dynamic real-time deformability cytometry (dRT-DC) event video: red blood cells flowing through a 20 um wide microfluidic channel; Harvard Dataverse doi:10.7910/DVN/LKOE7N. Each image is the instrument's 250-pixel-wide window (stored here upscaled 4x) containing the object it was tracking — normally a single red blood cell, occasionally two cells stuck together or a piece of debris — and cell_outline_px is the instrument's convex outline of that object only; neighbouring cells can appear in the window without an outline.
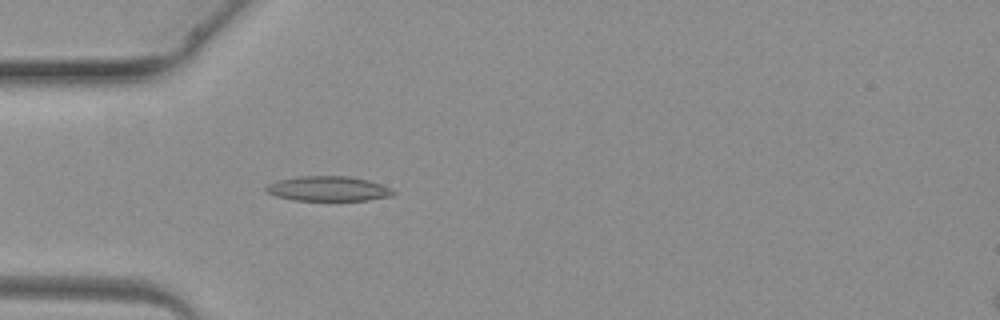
{"species": "common noctule bat (a hibernating species)", "species_latin": "Nyctalus noctula", "temperature_condition": "warm", "stored_images_in_passage": 4, "camera_frame_rate_fps": 3000, "um_per_image_px": 0.085, "animal": {"sex": "female", "body_mass_g": 19.3, "forearm_length_mm": 54.1}, "frame": {"image": 1, "passage_image": 4, "time_ms": 3.667, "image_size_px": [1000, 320], "cell_outline_px": [[396, 192], [392, 196], [368, 200], [292, 200], [276, 196], [268, 192], [264, 188], [268, 184], [280, 180], [300, 176], [348, 176], [368, 180], [392, 188]], "centroid_in_image_um": [27.93, 16.04], "position_along_channel_um": 57.1, "area_um2": 18.32}}